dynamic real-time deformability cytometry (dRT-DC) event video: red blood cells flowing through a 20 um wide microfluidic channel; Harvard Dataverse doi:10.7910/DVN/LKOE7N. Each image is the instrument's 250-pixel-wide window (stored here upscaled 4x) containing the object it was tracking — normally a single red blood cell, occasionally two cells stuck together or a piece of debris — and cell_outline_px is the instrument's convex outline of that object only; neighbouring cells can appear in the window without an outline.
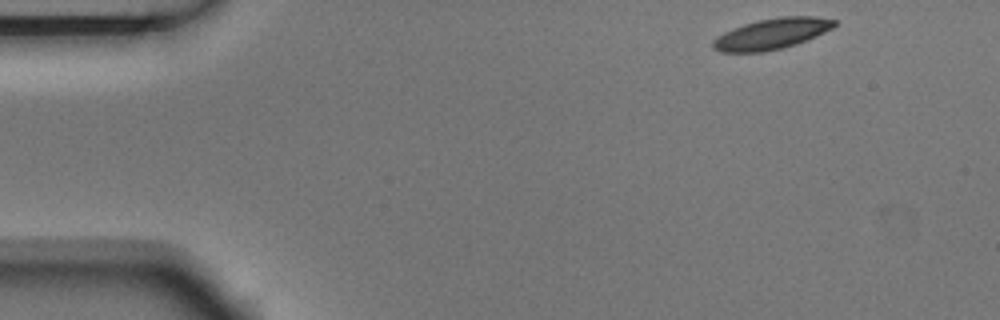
{"species": "Egyptian fruit bat (a non-hibernating species)", "species_latin": "Rousettus aegyptiacus", "temperature_condition": "room temperature", "stored_images_in_passage": 4, "camera_frame_rate_fps": 3000, "um_per_image_px": 0.085, "animal": {"sex": "male"}, "frame": {"image": 1, "passage_image": 1, "time_ms": 0.0, "image_size_px": [1000, 320], "cell_outline_px": [[836, 24], [832, 28], [816, 36], [796, 44], [784, 48], [764, 52], [720, 52], [712, 48], [712, 40], [716, 36], [732, 28], [756, 20], [780, 16], [816, 16], [836, 20]], "centroid_in_image_um": [65.56, 2.87], "position_along_channel_um": 19.4, "area_um2": 22.02}}
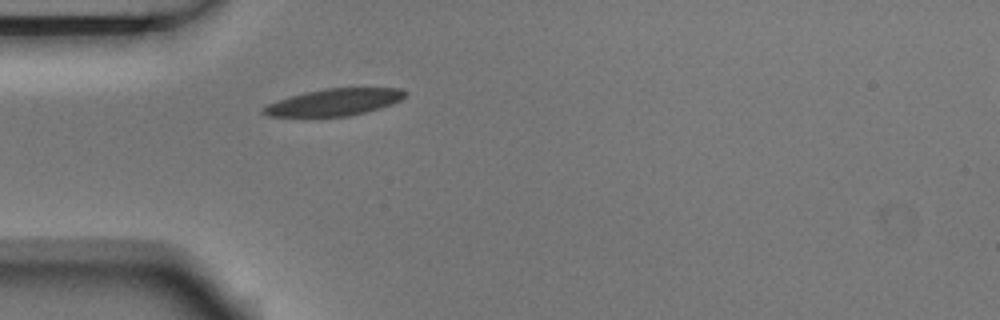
{"frame": {"image": 2, "passage_image": 4, "time_ms": 1.0, "image_size_px": [1000, 320], "cell_outline_px": [[408, 96], [392, 104], [380, 108], [348, 116], [268, 116], [260, 112], [260, 108], [268, 104], [304, 92], [324, 88], [400, 88], [408, 92]], "centroid_in_image_um": [28.44, 8.68], "position_along_channel_um": 56.6, "area_um2": 22.14}}